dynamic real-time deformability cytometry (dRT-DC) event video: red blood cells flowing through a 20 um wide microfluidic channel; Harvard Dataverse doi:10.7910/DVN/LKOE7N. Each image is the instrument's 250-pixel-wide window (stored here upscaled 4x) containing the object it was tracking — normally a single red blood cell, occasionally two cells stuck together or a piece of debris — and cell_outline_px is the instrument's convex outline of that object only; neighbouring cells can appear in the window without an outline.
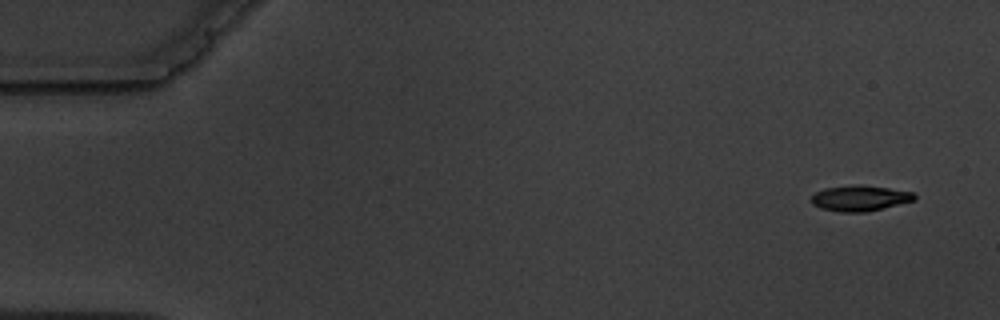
{"species": "common noctule bat (a hibernating species)", "species_latin": "Nyctalus noctula", "temperature_condition": "warm", "stored_images_in_passage": 5, "camera_frame_rate_fps": 3000, "um_per_image_px": 0.085, "animal": {"sex": "male", "body_mass_g": 19.5, "forearm_length_mm": 54.6}, "frame": {"image": 1, "passage_image": 1, "time_ms": 0.0, "image_size_px": [1000, 320], "cell_outline_px": [[916, 200], [864, 212], [840, 212], [820, 208], [812, 204], [812, 196], [816, 192], [824, 188], [856, 184], [860, 184], [888, 188], [912, 192], [916, 196]], "centroid_in_image_um": [73.07, 16.84], "position_along_channel_um": 11.9, "area_um2": 15.32}}
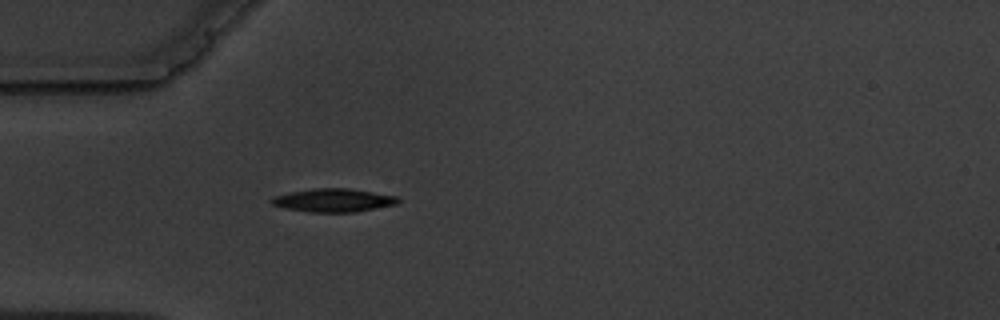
{"frame": {"image": 2, "passage_image": 5, "time_ms": 4.667, "image_size_px": [1000, 320], "cell_outline_px": [[400, 200], [396, 204], [356, 212], [308, 212], [288, 208], [272, 204], [268, 200], [272, 196], [288, 192], [316, 188], [352, 188], [400, 196]], "centroid_in_image_um": [28.37, 17.01], "position_along_channel_um": 56.6, "area_um2": 17.4}}